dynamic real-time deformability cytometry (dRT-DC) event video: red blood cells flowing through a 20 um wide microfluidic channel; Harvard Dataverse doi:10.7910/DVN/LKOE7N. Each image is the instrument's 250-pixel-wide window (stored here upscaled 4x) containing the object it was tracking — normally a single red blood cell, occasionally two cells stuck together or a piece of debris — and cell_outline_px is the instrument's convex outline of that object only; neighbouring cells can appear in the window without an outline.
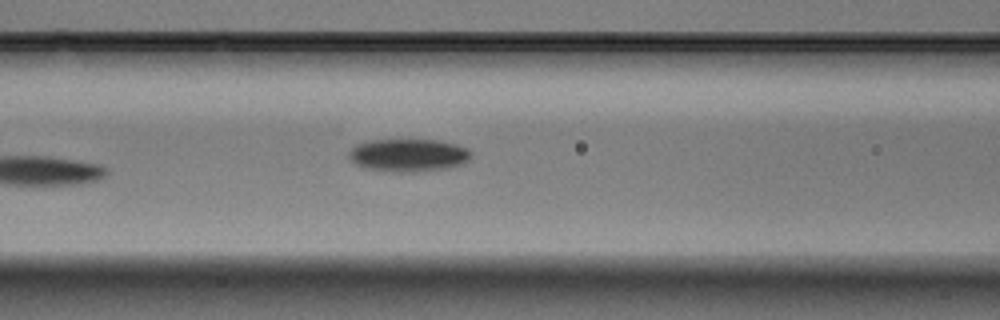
{"species": "Egyptian fruit bat (a non-hibernating species)", "species_latin": "Rousettus aegyptiacus", "temperature_condition": "warm", "stored_images_in_passage": 5, "camera_frame_rate_fps": 3000, "um_per_image_px": 0.085, "animal": {"sex": "male"}, "frame": {"image": 1, "passage_image": 5, "time_ms": 1.333, "image_size_px": [1000, 320], "cell_outline_px": [[472, 152], [468, 160], [460, 164], [448, 168], [416, 172], [392, 172], [364, 168], [348, 160], [348, 152], [356, 144], [372, 140], [440, 140], [456, 144], [468, 148]], "centroid_in_image_um": [34.69, 13.19], "position_along_channel_um": 131.9, "area_um2": 23.58}}